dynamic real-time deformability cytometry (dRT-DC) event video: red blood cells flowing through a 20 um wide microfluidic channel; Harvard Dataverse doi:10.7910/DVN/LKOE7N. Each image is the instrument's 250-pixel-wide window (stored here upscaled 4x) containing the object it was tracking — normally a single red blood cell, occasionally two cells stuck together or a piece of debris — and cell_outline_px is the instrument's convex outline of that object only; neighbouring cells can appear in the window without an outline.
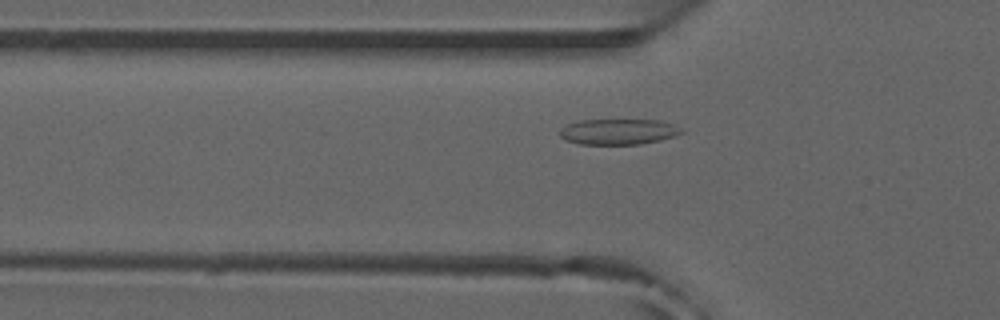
{"species": "common noctule bat (a hibernating species)", "species_latin": "Nyctalus noctula", "temperature_condition": "room temperature", "stored_images_in_passage": 46, "camera_frame_rate_fps": 3000, "um_per_image_px": 0.085, "animal": {"sex": "male", "forearm_length_mm": 52.5}, "frame": {"image": 1, "passage_image": 14, "time_ms": 4.333, "image_size_px": [1000, 320], "cell_outline_px": [[684, 132], [660, 140], [640, 144], [580, 144], [564, 140], [560, 136], [560, 128], [568, 124], [580, 120], [660, 120], [684, 128]], "centroid_in_image_um": [52.56, 11.19], "position_along_channel_um": 73.2, "area_um2": 18.21}}
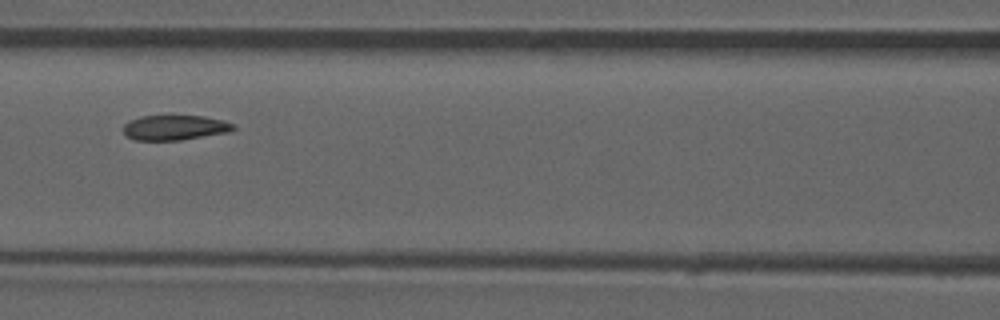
{"frame": {"image": 2, "passage_image": 20, "time_ms": 6.333, "image_size_px": [1000, 320], "cell_outline_px": [[236, 128], [228, 132], [180, 140], [136, 140], [128, 136], [124, 132], [124, 124], [140, 116], [204, 116], [224, 120], [236, 124]], "centroid_in_image_um": [14.91, 10.84], "position_along_channel_um": 151.7, "area_um2": 15.9}}